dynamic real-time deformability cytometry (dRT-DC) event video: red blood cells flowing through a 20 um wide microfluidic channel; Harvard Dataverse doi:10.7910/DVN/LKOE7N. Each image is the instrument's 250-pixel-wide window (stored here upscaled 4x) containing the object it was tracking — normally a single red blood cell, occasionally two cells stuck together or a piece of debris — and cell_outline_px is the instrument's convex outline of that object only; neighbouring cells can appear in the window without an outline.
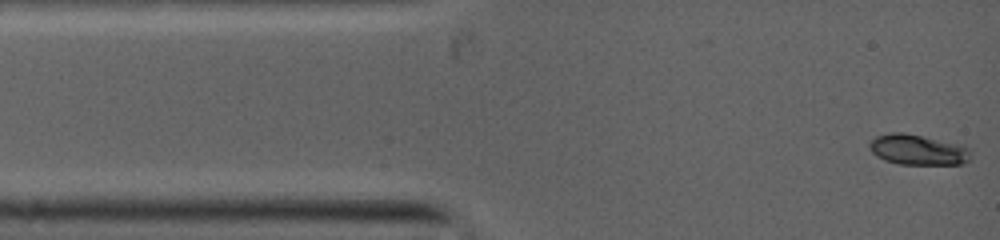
{"species": "common noctule bat (a hibernating species)", "species_latin": "Nyctalus noctula", "temperature_condition": "warm", "stored_images_in_passage": 8, "camera_frame_rate_fps": 5000, "um_per_image_px": 0.085, "animal": {"sex": "female", "body_mass_g": 19.0, "forearm_length_mm": 53.3}, "frame": {"image": 1, "passage_image": 1, "time_ms": 0.0, "image_size_px": [1000, 240], "cell_outline_px": [[968, 160], [960, 164], [900, 164], [884, 160], [872, 152], [872, 140], [876, 136], [892, 132], [900, 132], [920, 136], [964, 148]], "centroid_in_image_um": [77.88, 12.75], "position_along_channel_um": 7.1, "area_um2": 16.65}}
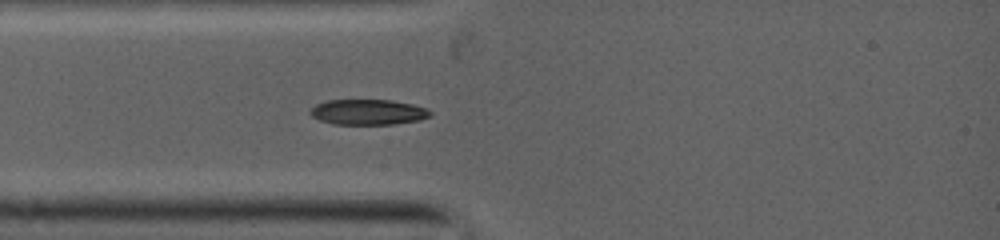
{"frame": {"image": 2, "passage_image": 6, "time_ms": 2.4, "image_size_px": [1000, 240], "cell_outline_px": [[432, 116], [420, 120], [392, 124], [332, 124], [320, 120], [312, 116], [308, 112], [316, 104], [328, 100], [388, 100], [412, 104], [424, 108], [432, 112]], "centroid_in_image_um": [31.27, 9.53], "position_along_channel_um": 53.7, "area_um2": 17.69}}
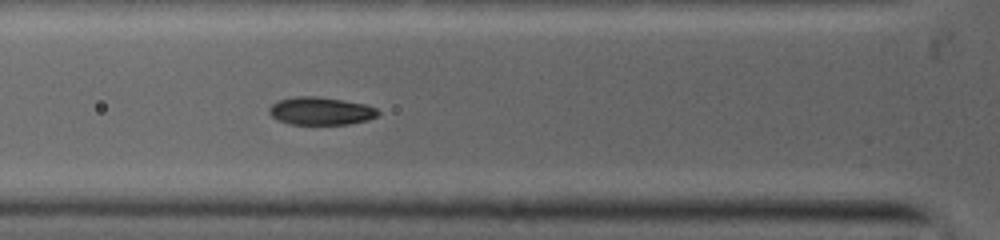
{"frame": {"image": 3, "passage_image": 8, "time_ms": 3.4, "image_size_px": [1000, 240], "cell_outline_px": [[380, 112], [376, 116], [368, 120], [348, 124], [292, 124], [280, 120], [272, 116], [268, 112], [268, 108], [272, 104], [280, 100], [296, 96], [312, 96], [340, 100], [364, 104], [376, 108]], "centroid_in_image_um": [27.26, 9.44], "position_along_channel_um": 98.5, "area_um2": 17.34}}